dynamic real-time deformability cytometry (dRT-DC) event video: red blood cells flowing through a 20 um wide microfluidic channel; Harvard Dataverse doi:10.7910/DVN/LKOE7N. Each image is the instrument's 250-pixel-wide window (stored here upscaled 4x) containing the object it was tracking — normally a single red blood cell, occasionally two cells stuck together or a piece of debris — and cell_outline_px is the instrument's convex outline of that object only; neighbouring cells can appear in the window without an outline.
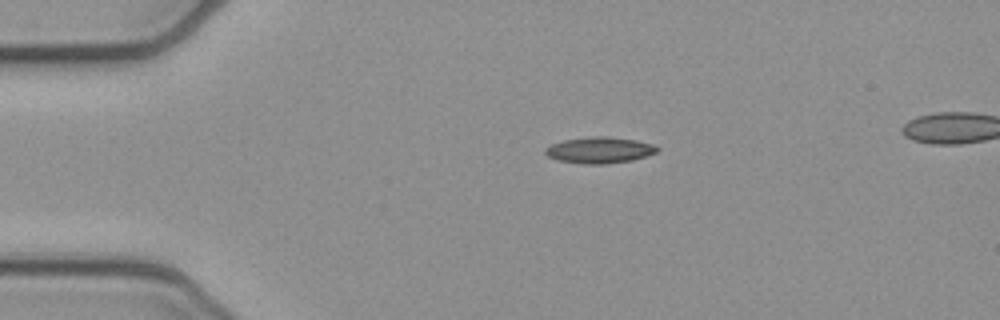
{"species": "common noctule bat (a hibernating species)", "species_latin": "Nyctalus noctula", "temperature_condition": "cold", "stored_images_in_passage": 41, "camera_frame_rate_fps": 3000, "um_per_image_px": 0.085, "animal": {"sex": "female", "body_mass_g": 21.9}, "frame": {"image": 1, "passage_image": 1, "time_ms": 0.0, "image_size_px": [1000, 320], "cell_outline_px": [[660, 148], [656, 152], [632, 160], [604, 164], [584, 164], [556, 160], [548, 156], [544, 152], [544, 148], [552, 144], [564, 140], [592, 136], [608, 136], [636, 140], [656, 144]], "centroid_in_image_um": [50.96, 12.75], "position_along_channel_um": 34.0, "area_um2": 17.17}}
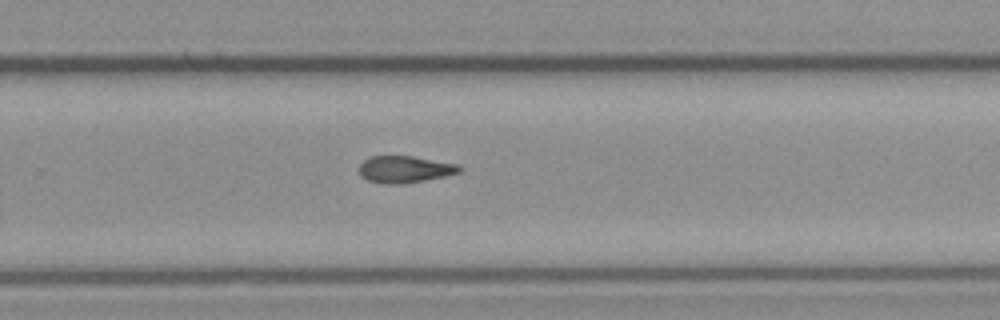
{"frame": {"image": 2, "passage_image": 24, "time_ms": 7.667, "image_size_px": [1000, 320], "cell_outline_px": [[464, 168], [460, 172], [444, 176], [404, 184], [380, 184], [368, 180], [360, 176], [360, 164], [368, 156], [412, 156], [460, 164]], "centroid_in_image_um": [34.42, 14.39], "position_along_channel_um": 295.4, "area_um2": 15.9}}
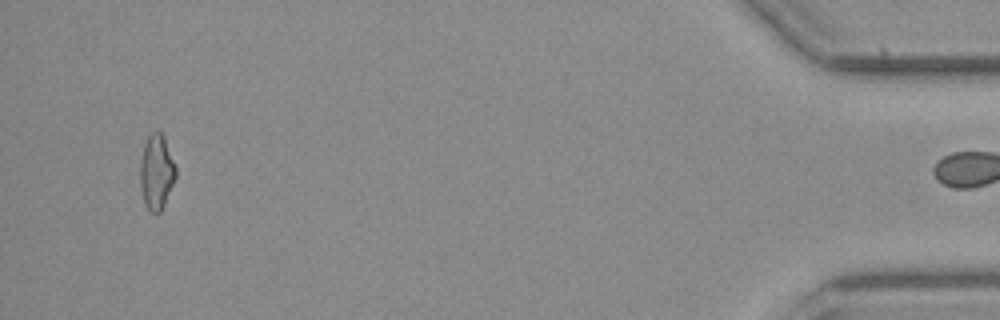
{"frame": {"image": 3, "passage_image": 40, "time_ms": 13.0, "image_size_px": [1000, 320], "cell_outline_px": [[176, 176], [164, 204], [160, 212], [152, 212], [144, 204], [140, 188], [140, 160], [144, 144], [148, 136], [156, 128], [164, 136], [176, 168]], "centroid_in_image_um": [13.28, 14.58], "position_along_channel_um": 421.9, "area_um2": 15.55}, "authors_computed_cell_mechanics": {"area_um2": 16.184, "velocity_mm_per_s": 3.9448, "shape_relaxation_time_tau1_ms": null, "shape_relaxation_time_tau2_ms": 6.8123, "deformation_change_tau1": null, "deformation_change_tau2": 0.1614}}